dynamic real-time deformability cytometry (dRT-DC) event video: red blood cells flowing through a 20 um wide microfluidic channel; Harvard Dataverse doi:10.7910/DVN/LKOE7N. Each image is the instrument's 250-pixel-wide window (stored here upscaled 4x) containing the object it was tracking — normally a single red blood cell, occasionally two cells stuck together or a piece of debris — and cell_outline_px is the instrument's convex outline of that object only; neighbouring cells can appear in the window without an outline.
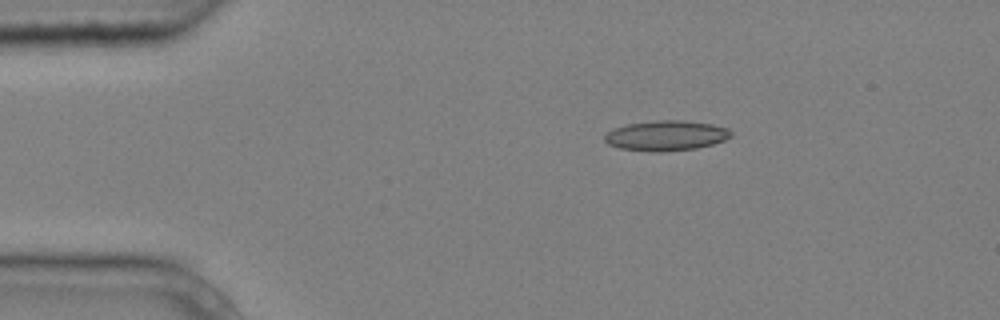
{"species": "common noctule bat (a hibernating species)", "species_latin": "Nyctalus noctula", "temperature_condition": "cold", "stored_images_in_passage": 5, "camera_frame_rate_fps": 3000, "um_per_image_px": 0.085, "animal": {"sex": "male", "body_mass_g": 20.4}, "frame": {"image": 1, "passage_image": 2, "time_ms": 0.333, "image_size_px": [1000, 320], "cell_outline_px": [[732, 136], [724, 140], [712, 144], [696, 148], [660, 152], [656, 152], [620, 148], [608, 144], [604, 140], [604, 136], [612, 128], [628, 124], [656, 120], [684, 120], [712, 124], [728, 128], [732, 132]], "centroid_in_image_um": [56.62, 11.52], "position_along_channel_um": 28.4, "area_um2": 22.2}}
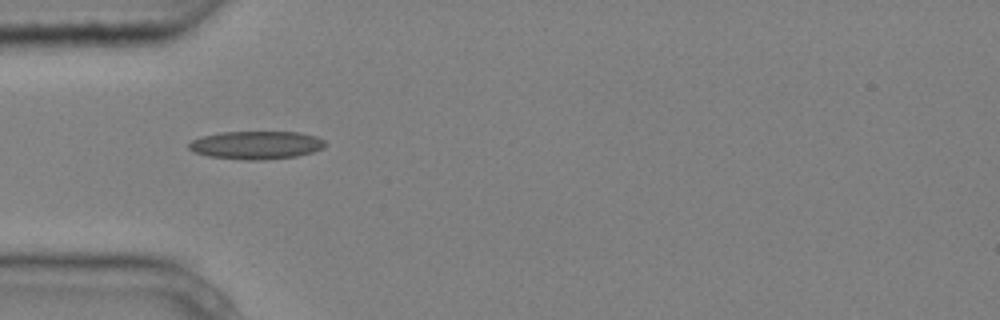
{"frame": {"image": 2, "passage_image": 4, "time_ms": 1.0, "image_size_px": [1000, 320], "cell_outline_px": [[328, 144], [324, 148], [312, 152], [296, 156], [264, 160], [240, 160], [208, 156], [192, 152], [188, 148], [188, 144], [192, 140], [200, 136], [220, 132], [300, 132], [316, 136], [324, 140]], "centroid_in_image_um": [21.77, 12.33], "position_along_channel_um": 63.2, "area_um2": 22.66}}
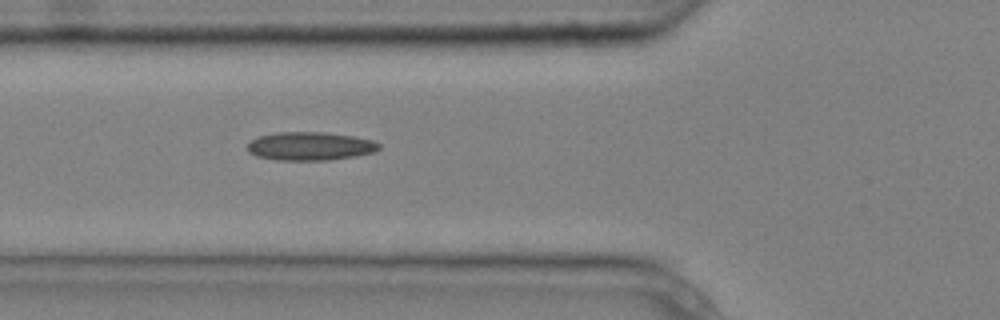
{"frame": {"image": 3, "passage_image": 5, "time_ms": 1.333, "image_size_px": [1000, 320], "cell_outline_px": [[380, 148], [372, 152], [356, 156], [328, 160], [276, 160], [256, 156], [248, 152], [248, 144], [256, 136], [276, 132], [324, 132], [352, 136], [372, 140], [380, 144]], "centroid_in_image_um": [26.32, 12.42], "position_along_channel_um": 99.5, "area_um2": 21.79}}